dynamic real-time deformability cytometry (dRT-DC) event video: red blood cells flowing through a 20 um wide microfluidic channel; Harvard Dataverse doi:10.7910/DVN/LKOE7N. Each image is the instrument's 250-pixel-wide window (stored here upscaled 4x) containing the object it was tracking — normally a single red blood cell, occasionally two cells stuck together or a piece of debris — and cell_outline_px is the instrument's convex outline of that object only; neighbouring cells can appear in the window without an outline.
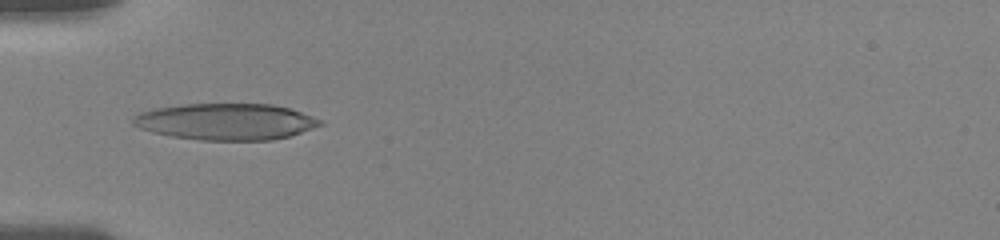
{"species": "human", "species_latin": "Homo sapiens", "temperature_condition": "room temperature", "stored_images_in_passage": 13, "camera_frame_rate_fps": 3000, "um_per_image_px": 0.085, "donor": {"sex": "female"}, "frame": {"image": 1, "passage_image": 2, "time_ms": 0.667, "image_size_px": [1000, 240], "cell_outline_px": [[324, 124], [288, 136], [272, 140], [200, 140], [172, 136], [152, 132], [140, 128], [132, 124], [132, 116], [140, 112], [152, 108], [184, 104], [272, 104], [288, 108], [324, 120]], "centroid_in_image_um": [19.17, 10.33], "position_along_channel_um": 65.8, "area_um2": 39.77}}
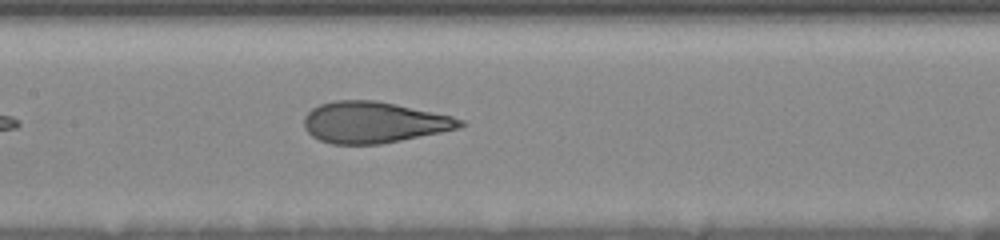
{"frame": {"image": 2, "passage_image": 9, "time_ms": 3.667, "image_size_px": [1000, 240], "cell_outline_px": [[464, 124], [460, 128], [380, 144], [332, 144], [320, 140], [312, 136], [304, 128], [304, 116], [312, 108], [320, 104], [336, 100], [376, 100], [396, 104], [452, 116], [464, 120]], "centroid_in_image_um": [31.75, 10.39], "position_along_channel_um": 175.7, "area_um2": 37.34}}
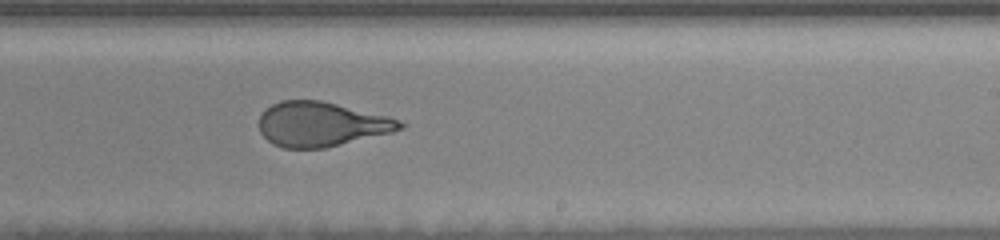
{"frame": {"image": 3, "passage_image": 13, "time_ms": 6.0, "image_size_px": [1000, 240], "cell_outline_px": [[408, 124], [404, 128], [392, 132], [324, 148], [284, 148], [272, 144], [260, 132], [260, 116], [264, 108], [280, 100], [320, 100], [388, 116], [400, 120]], "centroid_in_image_um": [27.31, 10.55], "position_along_channel_um": 261.7, "area_um2": 36.59}}